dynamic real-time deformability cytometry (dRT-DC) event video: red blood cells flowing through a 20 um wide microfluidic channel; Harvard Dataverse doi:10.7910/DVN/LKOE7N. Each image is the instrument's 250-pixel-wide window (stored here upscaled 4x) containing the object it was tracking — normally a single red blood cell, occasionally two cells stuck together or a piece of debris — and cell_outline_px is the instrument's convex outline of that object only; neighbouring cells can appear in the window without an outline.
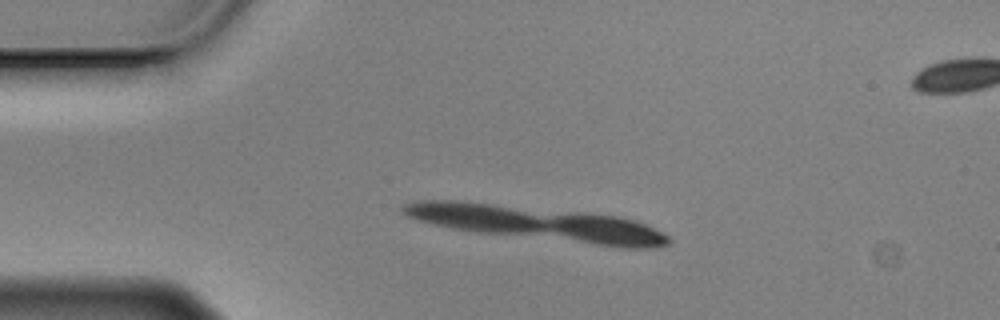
{"species": "Egyptian fruit bat (a non-hibernating species)", "species_latin": "Rousettus aegyptiacus", "temperature_condition": "cold", "stored_images_in_passage": 12, "segment_of_instrument_passage": [2, 2], "camera_frame_rate_fps": 3000, "um_per_image_px": 0.085, "animal": {"sex": "male"}, "frame": {"image": 1, "passage_image": 12, "time_ms": 3.667, "image_size_px": [1000, 320], "cell_outline_px": [[664, 240], [648, 244], [640, 244], [600, 240], [572, 232], [560, 228], [552, 224], [556, 220], [620, 220], [644, 228], [664, 236]], "centroid_in_image_um": [51.9, 19.63], "position_along_channel_um": 33.1, "area_um2": 12.25}}